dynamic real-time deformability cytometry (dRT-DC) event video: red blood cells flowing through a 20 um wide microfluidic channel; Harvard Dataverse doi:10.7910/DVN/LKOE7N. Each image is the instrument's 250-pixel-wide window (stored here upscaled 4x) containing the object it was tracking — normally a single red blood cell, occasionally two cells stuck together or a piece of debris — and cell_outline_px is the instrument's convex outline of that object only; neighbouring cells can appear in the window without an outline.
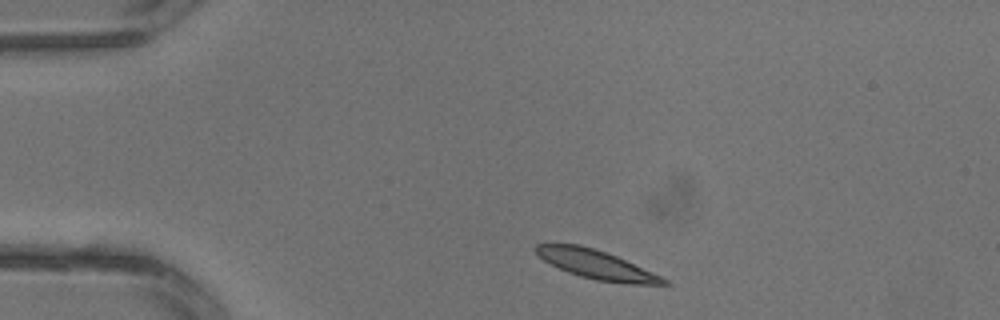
{"species": "common noctule bat (a hibernating species)", "species_latin": "Nyctalus noctula", "temperature_condition": "warm", "stored_images_in_passage": 1, "camera_frame_rate_fps": 3000, "um_per_image_px": 0.085, "animal": {"sex": "male", "body_mass_g": 13.3}, "frame": {"image": 1, "passage_image": 1, "time_ms": 0.0, "image_size_px": [1000, 320], "cell_outline_px": [[672, 284], [624, 284], [596, 280], [580, 276], [568, 272], [544, 260], [536, 252], [536, 244], [580, 244], [616, 256], [652, 272], [668, 280]], "centroid_in_image_um": [50.72, 22.5], "position_along_channel_um": 34.3, "area_um2": 21.04}}